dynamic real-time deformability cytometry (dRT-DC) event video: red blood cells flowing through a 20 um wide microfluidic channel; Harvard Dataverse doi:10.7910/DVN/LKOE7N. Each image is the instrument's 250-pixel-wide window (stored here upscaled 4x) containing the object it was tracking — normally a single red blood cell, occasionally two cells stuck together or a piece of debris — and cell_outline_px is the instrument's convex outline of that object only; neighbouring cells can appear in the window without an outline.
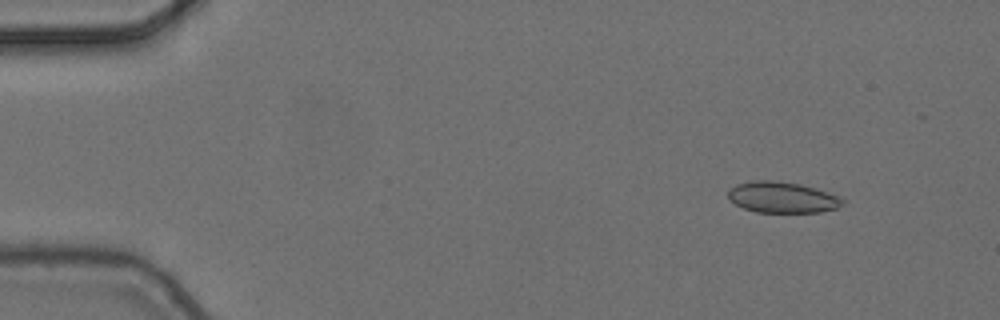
{"species": "common noctule bat (a hibernating species)", "species_latin": "Nyctalus noctula", "temperature_condition": "cold", "stored_images_in_passage": 4, "camera_frame_rate_fps": 3000, "um_per_image_px": 0.085, "animal": {"sex": "female", "body_mass_g": 24.6, "forearm_length_mm": 56.2}, "frame": {"image": 1, "passage_image": 2, "time_ms": 0.333, "image_size_px": [1000, 320], "cell_outline_px": [[848, 200], [836, 208], [820, 212], [756, 212], [744, 208], [736, 204], [728, 196], [728, 192], [736, 184], [752, 180], [772, 180], [800, 184], [844, 196]], "centroid_in_image_um": [66.57, 16.77], "position_along_channel_um": 18.4, "area_um2": 20.81}}
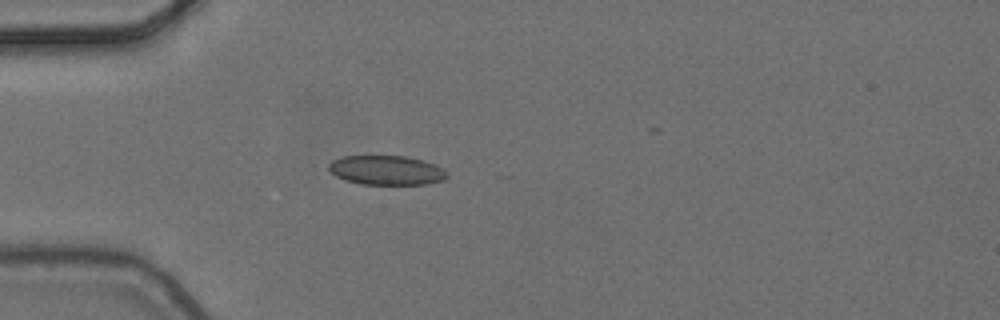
{"frame": {"image": 2, "passage_image": 4, "time_ms": 1.0, "image_size_px": [1000, 320], "cell_outline_px": [[448, 176], [444, 180], [428, 184], [360, 184], [336, 176], [328, 168], [328, 164], [332, 160], [340, 156], [404, 156], [424, 160], [436, 164], [444, 168], [448, 172]], "centroid_in_image_um": [32.9, 14.46], "position_along_channel_um": 52.1, "area_um2": 20.4}}